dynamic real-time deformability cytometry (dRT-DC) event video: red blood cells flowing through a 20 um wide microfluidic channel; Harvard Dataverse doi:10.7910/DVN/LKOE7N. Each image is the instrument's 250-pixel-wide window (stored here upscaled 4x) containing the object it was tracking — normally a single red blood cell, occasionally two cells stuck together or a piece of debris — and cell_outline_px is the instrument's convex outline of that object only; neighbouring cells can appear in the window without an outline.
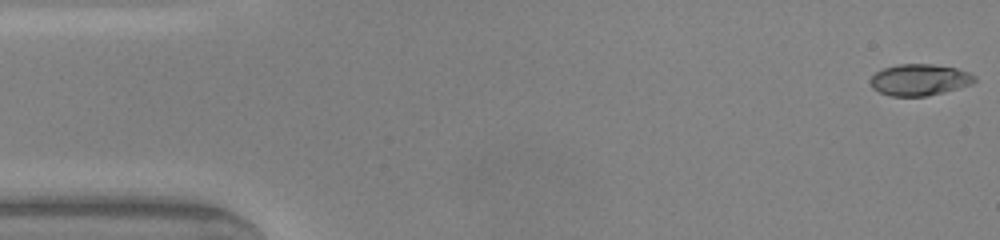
{"species": "common noctule bat (a hibernating species)", "species_latin": "Nyctalus noctula", "temperature_condition": "warm", "stored_images_in_passage": 48, "camera_frame_rate_fps": 3000, "um_per_image_px": 0.085, "animal": {"sex": "male", "body_mass_g": 20.0, "forearm_length_mm": 53.3}, "frame": {"image": 1, "passage_image": 1, "time_ms": 0.0, "image_size_px": [1000, 240], "cell_outline_px": [[976, 80], [972, 84], [944, 92], [928, 96], [892, 96], [880, 92], [872, 88], [868, 80], [876, 72], [884, 68], [896, 64], [932, 64], [956, 68], [968, 72], [976, 76]], "centroid_in_image_um": [78.15, 6.78], "position_along_channel_um": 6.9, "area_um2": 19.19}}
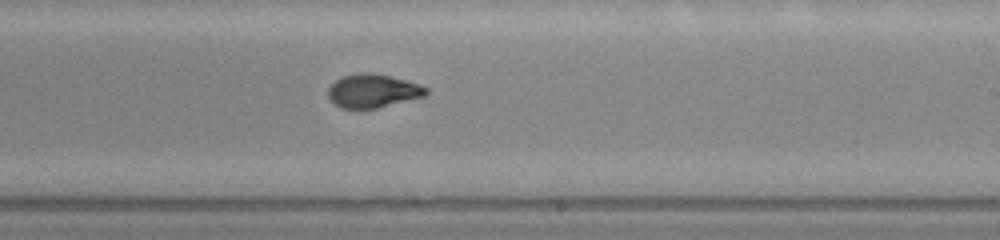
{"frame": {"image": 2, "passage_image": 28, "time_ms": 9.0, "image_size_px": [1000, 240], "cell_outline_px": [[428, 92], [424, 96], [376, 108], [340, 108], [332, 104], [328, 96], [328, 88], [340, 76], [360, 72], [372, 72], [408, 80], [420, 84], [428, 88]], "centroid_in_image_um": [31.67, 7.71], "position_along_channel_um": 257.3, "area_um2": 19.31}}
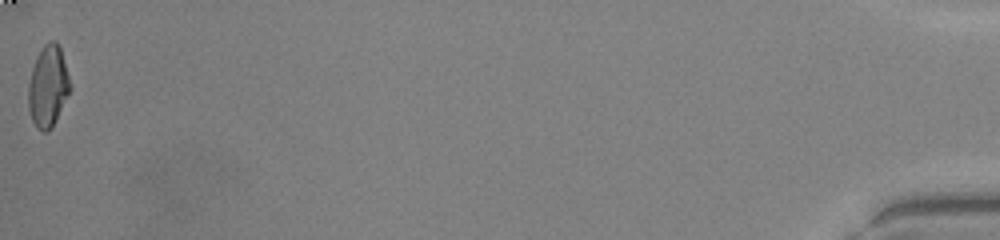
{"frame": {"image": 3, "passage_image": 48, "time_ms": 15.667, "image_size_px": [1000, 240], "cell_outline_px": [[72, 88], [52, 128], [44, 132], [36, 128], [32, 120], [28, 108], [28, 84], [32, 68], [36, 56], [44, 44], [52, 40], [56, 40], [60, 48]], "centroid_in_image_um": [4.07, 7.35], "position_along_channel_um": 431.1, "area_um2": 19.88}, "authors_computed_cell_mechanics": {"area_um2": 19.363, "velocity_mm_per_s": 4.2115, "shape_relaxation_time_tau1_ms": 6.9364, "shape_relaxation_time_tau2_ms": 1.0601, "deformation_change_tau1": 0.2654, "deformation_change_tau2": 0.0541}}